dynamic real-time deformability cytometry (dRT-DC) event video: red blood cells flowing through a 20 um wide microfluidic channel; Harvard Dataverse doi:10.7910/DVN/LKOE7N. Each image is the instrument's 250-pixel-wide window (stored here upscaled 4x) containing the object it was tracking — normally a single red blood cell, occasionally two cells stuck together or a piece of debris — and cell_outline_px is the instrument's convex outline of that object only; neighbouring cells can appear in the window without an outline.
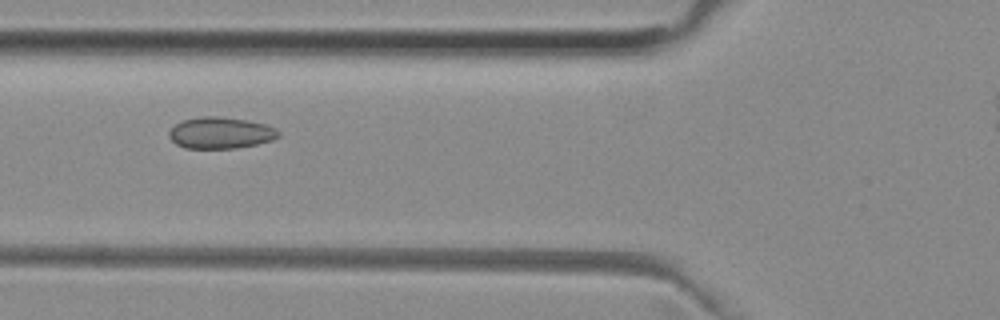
{"species": "common noctule bat (a hibernating species)", "species_latin": "Nyctalus noctula", "temperature_condition": "room temperature", "stored_images_in_passage": 6, "camera_frame_rate_fps": 3000, "um_per_image_px": 0.085, "animal": {"sex": "female", "body_mass_g": 29.2, "forearm_length_mm": 56.3}, "frame": {"image": 1, "passage_image": 4, "time_ms": 1.0, "image_size_px": [1000, 320], "cell_outline_px": [[280, 136], [272, 140], [256, 144], [236, 148], [184, 148], [176, 144], [168, 136], [168, 132], [176, 124], [184, 120], [204, 116], [220, 116], [248, 120], [264, 124], [276, 128], [280, 132]], "centroid_in_image_um": [18.76, 11.29], "position_along_channel_um": 107.0, "area_um2": 20.06}}
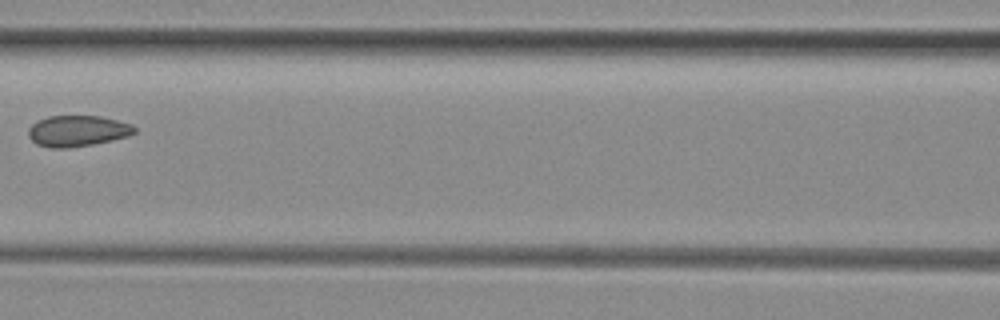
{"frame": {"image": 2, "passage_image": 5, "time_ms": 1.333, "image_size_px": [1000, 320], "cell_outline_px": [[136, 132], [128, 136], [112, 140], [92, 144], [68, 148], [52, 148], [36, 144], [28, 136], [28, 128], [36, 120], [48, 116], [100, 116], [132, 124], [136, 128]], "centroid_in_image_um": [6.56, 11.13], "position_along_channel_um": 160.0, "area_um2": 19.25}}
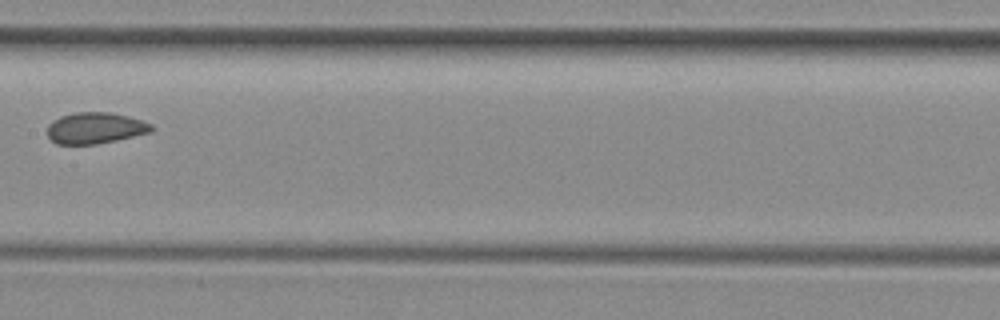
{"frame": {"image": 3, "passage_image": 6, "time_ms": 1.667, "image_size_px": [1000, 320], "cell_outline_px": [[152, 132], [116, 140], [96, 144], [56, 144], [48, 136], [48, 124], [52, 120], [60, 116], [76, 112], [112, 112], [128, 116], [152, 124]], "centroid_in_image_um": [8.08, 10.88], "position_along_channel_um": 199.3, "area_um2": 18.96}}